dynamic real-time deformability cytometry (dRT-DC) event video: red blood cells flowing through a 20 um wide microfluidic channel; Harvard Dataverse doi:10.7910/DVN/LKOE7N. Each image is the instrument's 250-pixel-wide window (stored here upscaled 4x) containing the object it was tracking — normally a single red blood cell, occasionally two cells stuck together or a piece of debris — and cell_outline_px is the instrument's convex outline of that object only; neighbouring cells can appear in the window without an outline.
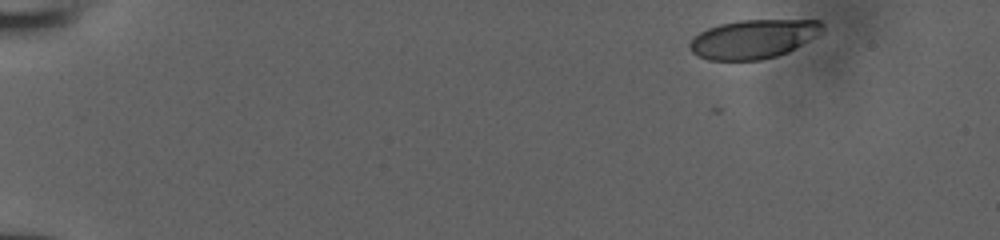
{"species": "human", "species_latin": "Homo sapiens", "temperature_condition": "room temperature", "stored_images_in_passage": 43, "camera_frame_rate_fps": 3000, "um_per_image_px": 0.085, "donor": {"sex": "male"}, "frame": {"image": 1, "passage_image": 1, "time_ms": 0.0, "image_size_px": [1000, 240], "cell_outline_px": [[824, 28], [816, 36], [788, 52], [776, 56], [760, 60], [708, 60], [692, 52], [688, 48], [688, 44], [692, 36], [708, 28], [720, 24], [740, 20], [820, 20], [824, 24]], "centroid_in_image_um": [64.01, 3.31], "position_along_channel_um": 21.0, "area_um2": 30.11}}
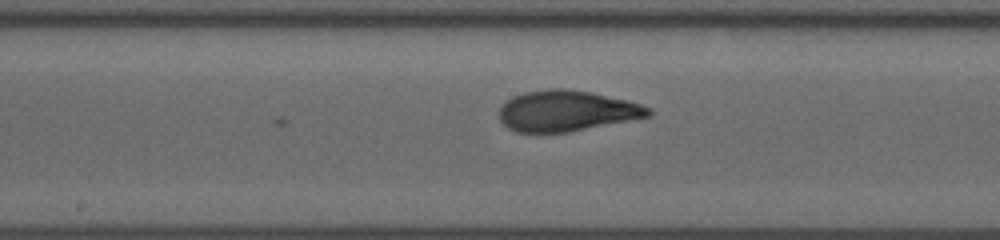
{"frame": {"image": 2, "passage_image": 24, "time_ms": 7.667, "image_size_px": [1000, 240], "cell_outline_px": [[652, 112], [648, 116], [568, 132], [516, 132], [508, 128], [500, 120], [500, 108], [512, 96], [524, 92], [548, 88], [564, 88], [592, 92], [628, 100], [652, 108]], "centroid_in_image_um": [48.15, 9.41], "position_along_channel_um": 200.0, "area_um2": 35.26}}
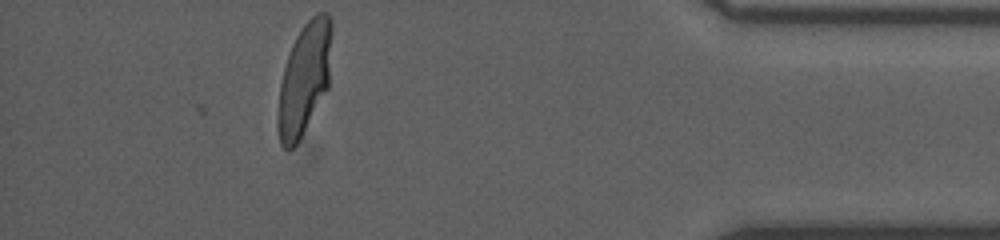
{"frame": {"image": 3, "passage_image": 42, "time_ms": 13.667, "image_size_px": [1000, 240], "cell_outline_px": [[332, 28], [328, 88], [296, 144], [288, 152], [280, 144], [276, 120], [276, 116], [280, 84], [284, 68], [292, 44], [296, 36], [304, 24], [316, 12], [328, 12], [332, 20]], "centroid_in_image_um": [25.86, 6.68], "position_along_channel_um": 409.3, "area_um2": 35.14}}